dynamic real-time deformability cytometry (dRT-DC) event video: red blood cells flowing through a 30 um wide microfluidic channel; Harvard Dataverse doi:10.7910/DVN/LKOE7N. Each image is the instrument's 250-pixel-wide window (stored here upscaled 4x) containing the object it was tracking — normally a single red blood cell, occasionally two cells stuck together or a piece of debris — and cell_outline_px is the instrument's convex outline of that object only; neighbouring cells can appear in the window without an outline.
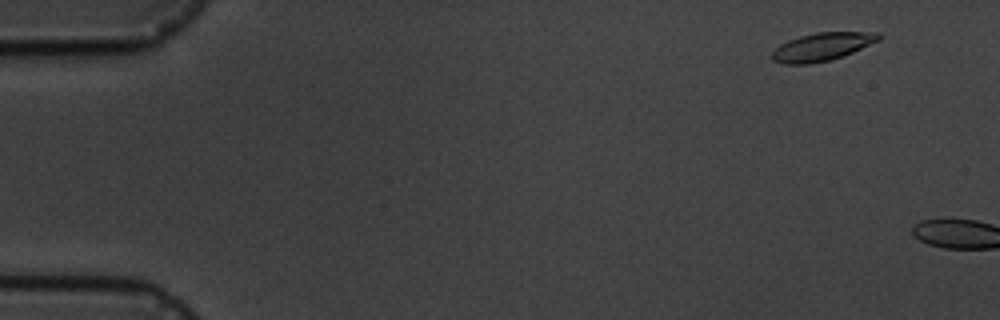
{"species": "common noctule bat (a hibernating species)", "species_latin": "Nyctalus noctula", "temperature_condition": "cold", "stored_images_in_passage": 2, "camera_frame_rate_fps": 3000, "um_per_image_px": 0.085, "animal": {"sex": "male", "body_mass_g": 19.5, "forearm_length_mm": 54.6}, "frame": {"image": 1, "passage_image": 1, "time_ms": 0.0, "image_size_px": [1000, 320], "cell_outline_px": [[880, 40], [844, 56], [828, 60], [808, 64], [784, 64], [772, 60], [772, 52], [780, 44], [788, 40], [800, 36], [816, 32], [880, 32]], "centroid_in_image_um": [69.88, 3.97], "position_along_channel_um": 15.1, "area_um2": 17.4}}